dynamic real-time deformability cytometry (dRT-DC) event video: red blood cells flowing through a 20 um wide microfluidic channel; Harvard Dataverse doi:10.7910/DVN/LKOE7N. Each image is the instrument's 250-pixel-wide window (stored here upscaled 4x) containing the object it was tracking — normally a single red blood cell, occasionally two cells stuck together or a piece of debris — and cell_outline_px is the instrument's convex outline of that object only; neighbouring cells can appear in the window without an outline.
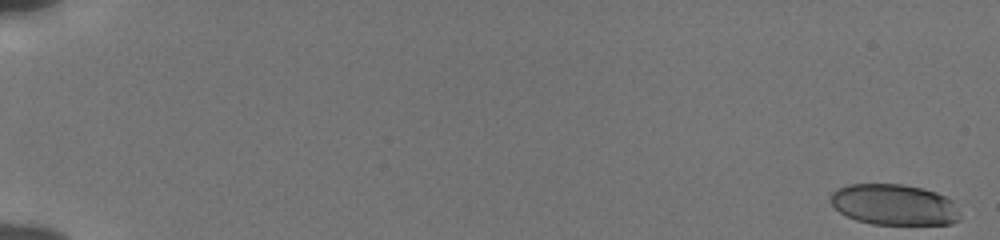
{"species": "human", "species_latin": "Homo sapiens", "temperature_condition": "cold", "stored_images_in_passage": 55, "camera_frame_rate_fps": 3000, "um_per_image_px": 0.085, "donor": {"sex": "male"}, "frame": {"image": 1, "passage_image": 1, "time_ms": 0.0, "image_size_px": [1000, 240], "cell_outline_px": [[960, 220], [952, 224], [872, 224], [856, 220], [840, 212], [828, 200], [832, 192], [836, 188], [848, 184], [904, 184], [924, 188], [936, 192], [952, 200], [960, 212]], "centroid_in_image_um": [76.0, 17.39], "position_along_channel_um": 9.0, "area_um2": 31.15}}
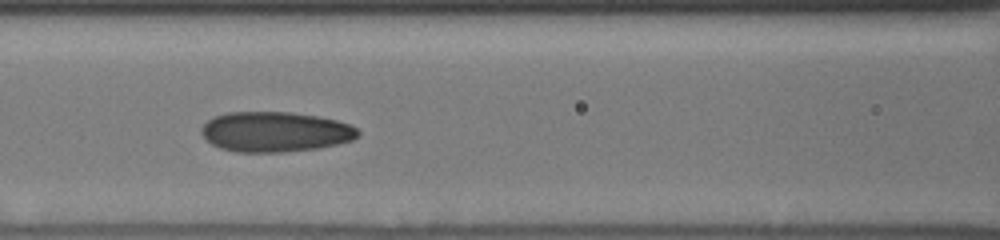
{"frame": {"image": 2, "passage_image": 27, "time_ms": 8.667, "image_size_px": [1000, 240], "cell_outline_px": [[360, 136], [352, 140], [320, 148], [284, 152], [236, 152], [220, 148], [212, 144], [200, 132], [200, 128], [208, 120], [216, 116], [228, 112], [292, 112], [320, 116], [352, 124], [360, 132]], "centroid_in_image_um": [23.42, 11.2], "position_along_channel_um": 143.2, "area_um2": 36.88}}
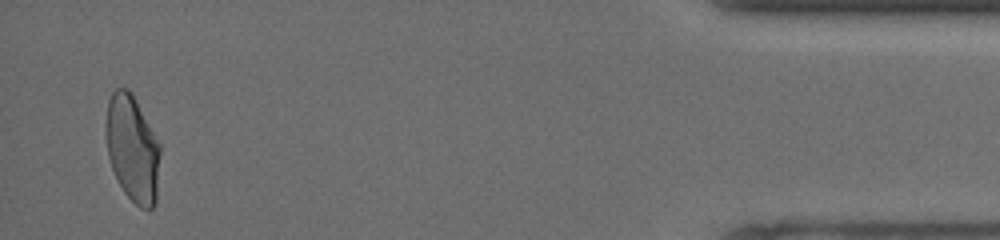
{"frame": {"image": 3, "passage_image": 54, "time_ms": 17.667, "image_size_px": [1000, 240], "cell_outline_px": [[160, 152], [156, 204], [148, 212], [140, 208], [124, 192], [112, 168], [108, 156], [104, 128], [104, 124], [108, 100], [112, 92], [116, 88], [128, 88], [132, 92], [160, 144]], "centroid_in_image_um": [11.25, 12.62], "position_along_channel_um": 424.0, "area_um2": 34.1}, "authors_computed_cell_mechanics": {"area_um2": 34.2754, "velocity_mm_per_s": 3.8534, "shape_relaxation_time_tau1_ms": 7.7431, "shape_relaxation_time_tau2_ms": 1.285, "deformation_change_tau1": 0.1953, "deformation_change_tau2": 0.0698}}